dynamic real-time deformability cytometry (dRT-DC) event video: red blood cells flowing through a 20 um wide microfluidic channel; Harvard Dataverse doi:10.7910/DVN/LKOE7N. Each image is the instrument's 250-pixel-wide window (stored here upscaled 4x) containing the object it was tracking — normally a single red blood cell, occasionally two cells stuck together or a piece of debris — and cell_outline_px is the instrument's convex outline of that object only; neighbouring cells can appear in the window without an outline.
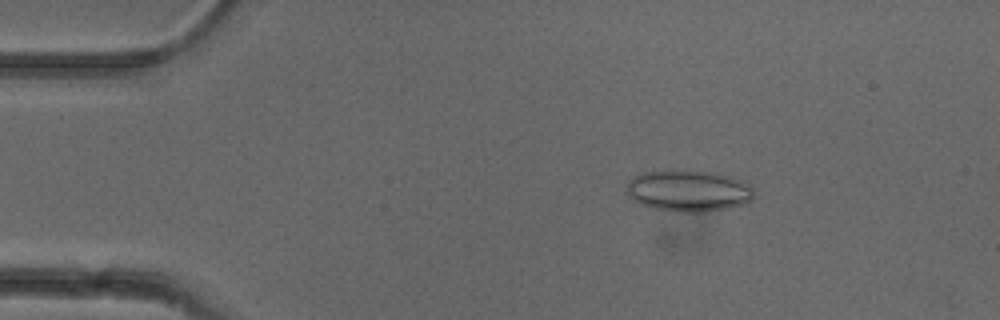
{"species": "common noctule bat (a hibernating species)", "species_latin": "Nyctalus noctula", "temperature_condition": "cold", "stored_images_in_passage": 5, "camera_frame_rate_fps": 3000, "um_per_image_px": 0.085, "animal": {"sex": "female"}, "frame": {"image": 1, "passage_image": 2, "time_ms": 1.0, "image_size_px": [1000, 320], "cell_outline_px": [[752, 200], [744, 204], [728, 208], [704, 212], [676, 212], [652, 208], [640, 204], [632, 200], [624, 192], [628, 180], [644, 172], [664, 168], [712, 172], [732, 176], [748, 184], [752, 188]], "centroid_in_image_um": [58.45, 16.2], "position_along_channel_um": 26.5, "area_um2": 31.5}}